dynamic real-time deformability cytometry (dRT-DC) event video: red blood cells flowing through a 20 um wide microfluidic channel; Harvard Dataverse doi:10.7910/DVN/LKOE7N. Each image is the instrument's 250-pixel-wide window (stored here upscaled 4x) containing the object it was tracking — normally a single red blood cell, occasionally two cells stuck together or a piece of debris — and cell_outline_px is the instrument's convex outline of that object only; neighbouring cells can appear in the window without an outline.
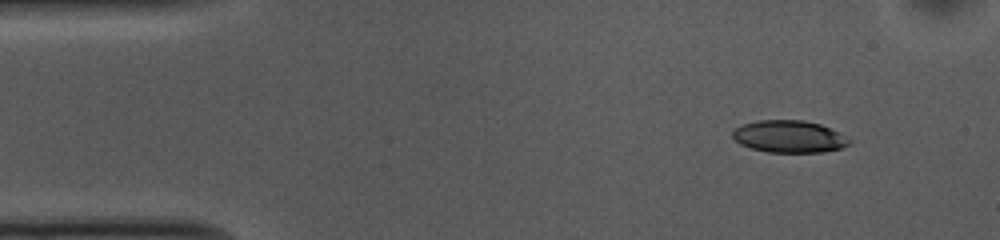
{"species": "common noctule bat (a hibernating species)", "species_latin": "Nyctalus noctula", "temperature_condition": "cold", "stored_images_in_passage": 48, "camera_frame_rate_fps": 3000, "um_per_image_px": 0.085, "animal": {"sex": "female", "body_mass_g": 10.0, "forearm_length_mm": 53.1}, "frame": {"image": 1, "passage_image": 1, "time_ms": 0.0, "image_size_px": [1000, 240], "cell_outline_px": [[852, 140], [848, 144], [840, 148], [824, 152], [768, 152], [752, 148], [740, 144], [732, 136], [732, 132], [736, 128], [744, 124], [756, 120], [804, 120], [820, 124], [840, 132]], "centroid_in_image_um": [67.1, 11.6], "position_along_channel_um": 17.9, "area_um2": 21.85}}
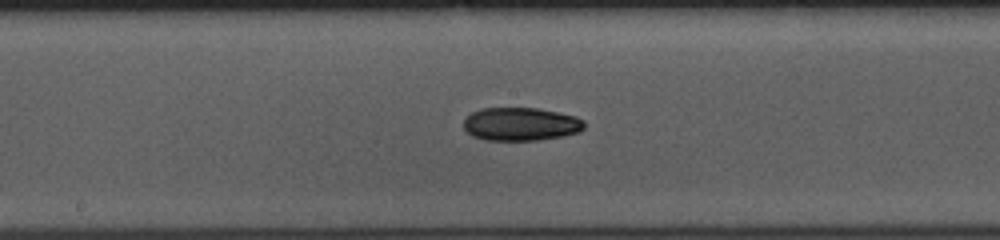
{"frame": {"image": 2, "passage_image": 22, "time_ms": 7.0, "image_size_px": [1000, 240], "cell_outline_px": [[584, 128], [580, 132], [560, 136], [536, 140], [484, 140], [472, 136], [464, 128], [464, 120], [472, 112], [484, 108], [536, 108], [576, 116], [584, 120]], "centroid_in_image_um": [44.26, 10.55], "position_along_channel_um": 203.9, "area_um2": 23.24}}
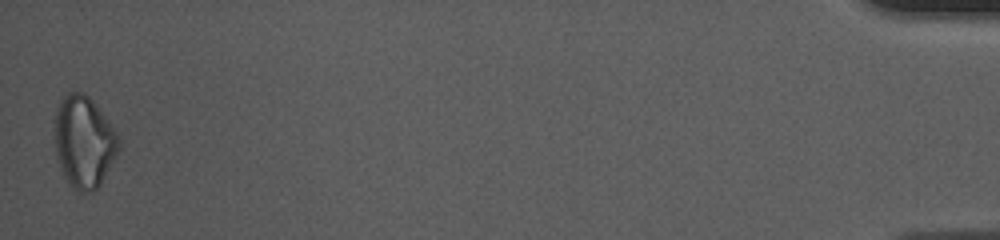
{"frame": {"image": 3, "passage_image": 48, "time_ms": 15.667, "image_size_px": [1000, 240], "cell_outline_px": [[120, 148], [100, 184], [92, 192], [80, 192], [72, 188], [68, 184], [60, 168], [56, 152], [52, 132], [56, 112], [60, 100], [68, 92], [84, 92], [96, 104], [116, 132], [120, 140]], "centroid_in_image_um": [7.1, 12.05], "position_along_channel_um": 428.1, "area_um2": 34.51}, "authors_computed_cell_mechanics": {"area_um2": 23.3801, "velocity_mm_per_s": 3.7166, "shape_relaxation_time_tau1_ms": 5.338, "shape_relaxation_time_tau2_ms": null, "deformation_change_tau1": 0.1316, "deformation_change_tau2": null}}